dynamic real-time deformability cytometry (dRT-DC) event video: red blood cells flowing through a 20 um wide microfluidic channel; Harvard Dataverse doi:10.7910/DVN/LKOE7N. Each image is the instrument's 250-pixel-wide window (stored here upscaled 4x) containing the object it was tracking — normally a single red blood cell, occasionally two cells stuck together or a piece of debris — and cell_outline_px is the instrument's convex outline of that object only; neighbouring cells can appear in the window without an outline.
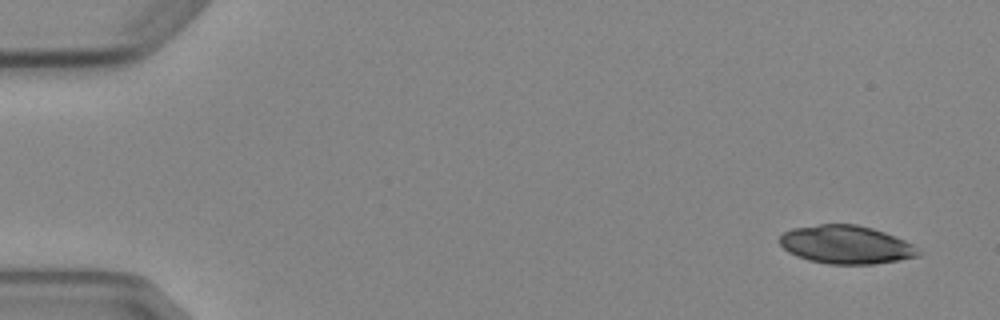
{"species": "Egyptian fruit bat (a non-hibernating species)", "species_latin": "Rousettus aegyptiacus", "temperature_condition": "cold", "stored_images_in_passage": 7, "camera_frame_rate_fps": 3000, "um_per_image_px": 0.085, "animal": {"sex": "female"}, "frame": {"image": 1, "passage_image": 1, "time_ms": 0.0, "image_size_px": [1000, 320], "cell_outline_px": [[924, 252], [920, 256], [900, 260], [872, 264], [828, 264], [808, 260], [796, 256], [788, 252], [776, 240], [784, 232], [792, 228], [820, 224], [856, 224], [872, 228], [884, 232], [904, 240], [912, 244]], "centroid_in_image_um": [71.91, 20.8], "position_along_channel_um": 13.1, "area_um2": 31.21}}